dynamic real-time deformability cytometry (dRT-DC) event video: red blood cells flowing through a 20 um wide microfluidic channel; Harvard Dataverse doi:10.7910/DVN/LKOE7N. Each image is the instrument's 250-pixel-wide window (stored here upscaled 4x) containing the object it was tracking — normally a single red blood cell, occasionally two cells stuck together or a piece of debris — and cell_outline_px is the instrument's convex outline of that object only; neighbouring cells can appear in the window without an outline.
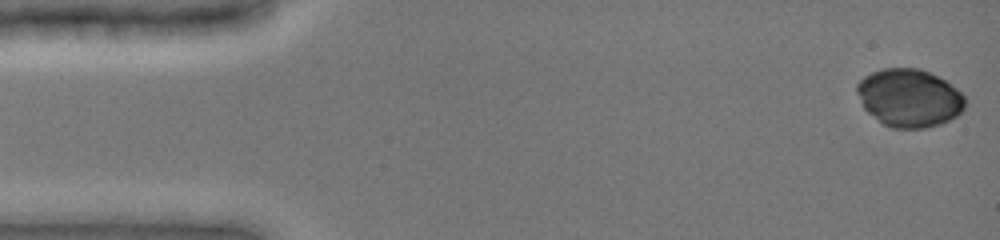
{"species": "common noctule bat (a hibernating species)", "species_latin": "Nyctalus noctula", "temperature_condition": "cold", "stored_images_in_passage": 48, "camera_frame_rate_fps": 3000, "um_per_image_px": 0.085, "animal": {"sex": "female", "body_mass_g": 19.0, "forearm_length_mm": 51.5}, "frame": {"image": 1, "passage_image": 1, "time_ms": 0.0, "image_size_px": [1000, 240], "cell_outline_px": [[964, 108], [956, 116], [940, 124], [924, 128], [892, 128], [884, 124], [868, 112], [864, 108], [856, 92], [856, 84], [864, 76], [872, 72], [884, 68], [920, 68], [944, 80], [956, 88], [964, 96]], "centroid_in_image_um": [77.26, 8.32], "position_along_channel_um": 7.7, "area_um2": 36.3}}